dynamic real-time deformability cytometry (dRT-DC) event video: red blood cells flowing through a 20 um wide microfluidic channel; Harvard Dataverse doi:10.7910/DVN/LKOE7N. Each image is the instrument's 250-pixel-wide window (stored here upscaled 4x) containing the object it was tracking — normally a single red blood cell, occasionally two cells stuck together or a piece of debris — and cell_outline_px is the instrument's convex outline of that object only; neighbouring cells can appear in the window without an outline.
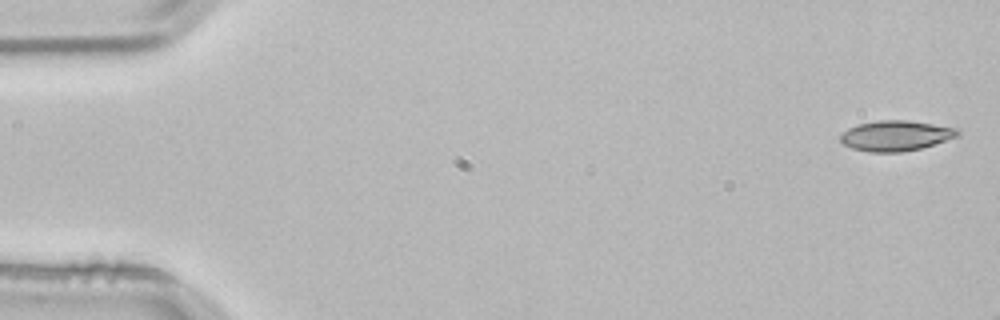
{"species": "common noctule bat (a hibernating species)", "species_latin": "Nyctalus noctula", "temperature_condition": "room temperature", "stored_images_in_passage": 4, "camera_frame_rate_fps": 3000, "um_per_image_px": 0.085, "animal": {"sex": "male", "body_mass_g": 21.5, "forearm_length_mm": 52.0}, "frame": {"image": 1, "passage_image": 1, "time_ms": 0.0, "image_size_px": [1000, 320], "cell_outline_px": [[960, 136], [920, 148], [900, 152], [868, 152], [852, 148], [844, 144], [840, 140], [840, 136], [848, 128], [856, 124], [880, 120], [908, 120], [956, 128], [960, 132]], "centroid_in_image_um": [76.13, 11.53], "position_along_channel_um": 8.9, "area_um2": 20.63}}
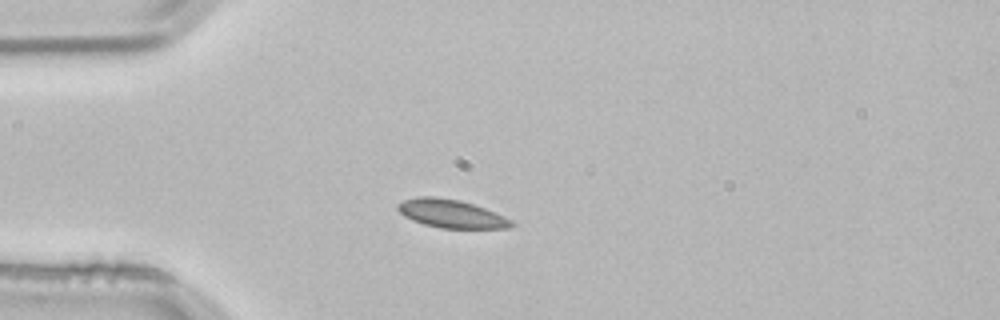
{"frame": {"image": 2, "passage_image": 4, "time_ms": 1.0, "image_size_px": [1000, 320], "cell_outline_px": [[516, 224], [512, 228], [440, 228], [424, 224], [412, 220], [404, 216], [396, 208], [396, 204], [404, 200], [420, 196], [436, 196], [460, 200], [484, 208], [504, 216], [512, 220]], "centroid_in_image_um": [38.35, 18.16], "position_along_channel_um": 46.6, "area_um2": 18.79}}